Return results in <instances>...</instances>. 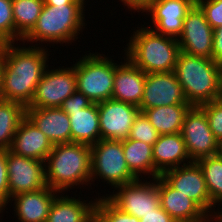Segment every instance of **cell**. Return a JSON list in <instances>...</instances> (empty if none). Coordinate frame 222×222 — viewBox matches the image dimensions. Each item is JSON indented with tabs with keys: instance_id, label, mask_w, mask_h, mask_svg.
<instances>
[{
	"instance_id": "cell-20",
	"label": "cell",
	"mask_w": 222,
	"mask_h": 222,
	"mask_svg": "<svg viewBox=\"0 0 222 222\" xmlns=\"http://www.w3.org/2000/svg\"><path fill=\"white\" fill-rule=\"evenodd\" d=\"M26 116L53 144L71 142L69 116L60 108H26Z\"/></svg>"
},
{
	"instance_id": "cell-23",
	"label": "cell",
	"mask_w": 222,
	"mask_h": 222,
	"mask_svg": "<svg viewBox=\"0 0 222 222\" xmlns=\"http://www.w3.org/2000/svg\"><path fill=\"white\" fill-rule=\"evenodd\" d=\"M58 194L51 204L46 222H87L95 215L97 195L93 200L70 197L68 193ZM68 194V195H67ZM88 202V203H87Z\"/></svg>"
},
{
	"instance_id": "cell-33",
	"label": "cell",
	"mask_w": 222,
	"mask_h": 222,
	"mask_svg": "<svg viewBox=\"0 0 222 222\" xmlns=\"http://www.w3.org/2000/svg\"><path fill=\"white\" fill-rule=\"evenodd\" d=\"M208 119L209 127L218 142L222 143V98L199 106Z\"/></svg>"
},
{
	"instance_id": "cell-28",
	"label": "cell",
	"mask_w": 222,
	"mask_h": 222,
	"mask_svg": "<svg viewBox=\"0 0 222 222\" xmlns=\"http://www.w3.org/2000/svg\"><path fill=\"white\" fill-rule=\"evenodd\" d=\"M25 116L23 104L0 99V149L10 150L16 130Z\"/></svg>"
},
{
	"instance_id": "cell-11",
	"label": "cell",
	"mask_w": 222,
	"mask_h": 222,
	"mask_svg": "<svg viewBox=\"0 0 222 222\" xmlns=\"http://www.w3.org/2000/svg\"><path fill=\"white\" fill-rule=\"evenodd\" d=\"M161 177L172 188L194 200L215 221V207L211 204L204 174L197 162L168 169Z\"/></svg>"
},
{
	"instance_id": "cell-2",
	"label": "cell",
	"mask_w": 222,
	"mask_h": 222,
	"mask_svg": "<svg viewBox=\"0 0 222 222\" xmlns=\"http://www.w3.org/2000/svg\"><path fill=\"white\" fill-rule=\"evenodd\" d=\"M91 163V145L75 142L53 145L45 161L46 185L59 193L88 186Z\"/></svg>"
},
{
	"instance_id": "cell-34",
	"label": "cell",
	"mask_w": 222,
	"mask_h": 222,
	"mask_svg": "<svg viewBox=\"0 0 222 222\" xmlns=\"http://www.w3.org/2000/svg\"><path fill=\"white\" fill-rule=\"evenodd\" d=\"M213 29L222 26V0H196Z\"/></svg>"
},
{
	"instance_id": "cell-16",
	"label": "cell",
	"mask_w": 222,
	"mask_h": 222,
	"mask_svg": "<svg viewBox=\"0 0 222 222\" xmlns=\"http://www.w3.org/2000/svg\"><path fill=\"white\" fill-rule=\"evenodd\" d=\"M196 0H153L143 11L152 21L154 32L178 39L182 33L184 19Z\"/></svg>"
},
{
	"instance_id": "cell-18",
	"label": "cell",
	"mask_w": 222,
	"mask_h": 222,
	"mask_svg": "<svg viewBox=\"0 0 222 222\" xmlns=\"http://www.w3.org/2000/svg\"><path fill=\"white\" fill-rule=\"evenodd\" d=\"M116 63L112 99L139 108L144 92L146 73L135 66L126 56Z\"/></svg>"
},
{
	"instance_id": "cell-42",
	"label": "cell",
	"mask_w": 222,
	"mask_h": 222,
	"mask_svg": "<svg viewBox=\"0 0 222 222\" xmlns=\"http://www.w3.org/2000/svg\"><path fill=\"white\" fill-rule=\"evenodd\" d=\"M2 71H3V52L0 53V99H1Z\"/></svg>"
},
{
	"instance_id": "cell-14",
	"label": "cell",
	"mask_w": 222,
	"mask_h": 222,
	"mask_svg": "<svg viewBox=\"0 0 222 222\" xmlns=\"http://www.w3.org/2000/svg\"><path fill=\"white\" fill-rule=\"evenodd\" d=\"M169 105H191L186 100L175 72L146 74L140 110Z\"/></svg>"
},
{
	"instance_id": "cell-26",
	"label": "cell",
	"mask_w": 222,
	"mask_h": 222,
	"mask_svg": "<svg viewBox=\"0 0 222 222\" xmlns=\"http://www.w3.org/2000/svg\"><path fill=\"white\" fill-rule=\"evenodd\" d=\"M192 105H169L140 110L160 134L181 133L186 113Z\"/></svg>"
},
{
	"instance_id": "cell-17",
	"label": "cell",
	"mask_w": 222,
	"mask_h": 222,
	"mask_svg": "<svg viewBox=\"0 0 222 222\" xmlns=\"http://www.w3.org/2000/svg\"><path fill=\"white\" fill-rule=\"evenodd\" d=\"M160 206L176 222H213L212 218L191 198L172 188L158 176Z\"/></svg>"
},
{
	"instance_id": "cell-29",
	"label": "cell",
	"mask_w": 222,
	"mask_h": 222,
	"mask_svg": "<svg viewBox=\"0 0 222 222\" xmlns=\"http://www.w3.org/2000/svg\"><path fill=\"white\" fill-rule=\"evenodd\" d=\"M201 167L211 204L216 205L222 200V156L216 154L197 161Z\"/></svg>"
},
{
	"instance_id": "cell-5",
	"label": "cell",
	"mask_w": 222,
	"mask_h": 222,
	"mask_svg": "<svg viewBox=\"0 0 222 222\" xmlns=\"http://www.w3.org/2000/svg\"><path fill=\"white\" fill-rule=\"evenodd\" d=\"M86 5H45L32 31L22 40L26 45L42 46L75 43L82 34L86 19ZM86 24V25H85ZM33 43V44H32ZM41 43V44H40Z\"/></svg>"
},
{
	"instance_id": "cell-3",
	"label": "cell",
	"mask_w": 222,
	"mask_h": 222,
	"mask_svg": "<svg viewBox=\"0 0 222 222\" xmlns=\"http://www.w3.org/2000/svg\"><path fill=\"white\" fill-rule=\"evenodd\" d=\"M142 26L133 27L123 56L146 74L173 72L181 52L178 40Z\"/></svg>"
},
{
	"instance_id": "cell-22",
	"label": "cell",
	"mask_w": 222,
	"mask_h": 222,
	"mask_svg": "<svg viewBox=\"0 0 222 222\" xmlns=\"http://www.w3.org/2000/svg\"><path fill=\"white\" fill-rule=\"evenodd\" d=\"M154 167L164 171L191 163L181 133L160 135L153 145Z\"/></svg>"
},
{
	"instance_id": "cell-21",
	"label": "cell",
	"mask_w": 222,
	"mask_h": 222,
	"mask_svg": "<svg viewBox=\"0 0 222 222\" xmlns=\"http://www.w3.org/2000/svg\"><path fill=\"white\" fill-rule=\"evenodd\" d=\"M53 144L25 116L16 130L10 151L16 155L45 162Z\"/></svg>"
},
{
	"instance_id": "cell-30",
	"label": "cell",
	"mask_w": 222,
	"mask_h": 222,
	"mask_svg": "<svg viewBox=\"0 0 222 222\" xmlns=\"http://www.w3.org/2000/svg\"><path fill=\"white\" fill-rule=\"evenodd\" d=\"M95 215L101 222H140L137 217L116 208L105 195L99 194L95 204Z\"/></svg>"
},
{
	"instance_id": "cell-1",
	"label": "cell",
	"mask_w": 222,
	"mask_h": 222,
	"mask_svg": "<svg viewBox=\"0 0 222 222\" xmlns=\"http://www.w3.org/2000/svg\"><path fill=\"white\" fill-rule=\"evenodd\" d=\"M48 50L47 45L26 47L25 43L22 46L21 43H5L1 99L16 101L25 107L31 103L36 87L49 66Z\"/></svg>"
},
{
	"instance_id": "cell-7",
	"label": "cell",
	"mask_w": 222,
	"mask_h": 222,
	"mask_svg": "<svg viewBox=\"0 0 222 222\" xmlns=\"http://www.w3.org/2000/svg\"><path fill=\"white\" fill-rule=\"evenodd\" d=\"M91 162L89 187L96 179L106 182V185L111 186V190L137 180L126 165L122 141L100 139L91 145Z\"/></svg>"
},
{
	"instance_id": "cell-24",
	"label": "cell",
	"mask_w": 222,
	"mask_h": 222,
	"mask_svg": "<svg viewBox=\"0 0 222 222\" xmlns=\"http://www.w3.org/2000/svg\"><path fill=\"white\" fill-rule=\"evenodd\" d=\"M125 161L130 172L140 179L143 175L147 178H157L161 173L154 167L153 146L142 141L122 140ZM148 176V177H147Z\"/></svg>"
},
{
	"instance_id": "cell-41",
	"label": "cell",
	"mask_w": 222,
	"mask_h": 222,
	"mask_svg": "<svg viewBox=\"0 0 222 222\" xmlns=\"http://www.w3.org/2000/svg\"><path fill=\"white\" fill-rule=\"evenodd\" d=\"M221 206H222V200L217 204V209H215V222H222V207Z\"/></svg>"
},
{
	"instance_id": "cell-4",
	"label": "cell",
	"mask_w": 222,
	"mask_h": 222,
	"mask_svg": "<svg viewBox=\"0 0 222 222\" xmlns=\"http://www.w3.org/2000/svg\"><path fill=\"white\" fill-rule=\"evenodd\" d=\"M174 72L192 106L222 98V66L214 60L181 51Z\"/></svg>"
},
{
	"instance_id": "cell-31",
	"label": "cell",
	"mask_w": 222,
	"mask_h": 222,
	"mask_svg": "<svg viewBox=\"0 0 222 222\" xmlns=\"http://www.w3.org/2000/svg\"><path fill=\"white\" fill-rule=\"evenodd\" d=\"M159 136L160 134L151 125L145 114L140 111L134 120V124L130 129L128 138L142 141L153 146L158 140Z\"/></svg>"
},
{
	"instance_id": "cell-37",
	"label": "cell",
	"mask_w": 222,
	"mask_h": 222,
	"mask_svg": "<svg viewBox=\"0 0 222 222\" xmlns=\"http://www.w3.org/2000/svg\"><path fill=\"white\" fill-rule=\"evenodd\" d=\"M211 59L222 65V26L213 29Z\"/></svg>"
},
{
	"instance_id": "cell-45",
	"label": "cell",
	"mask_w": 222,
	"mask_h": 222,
	"mask_svg": "<svg viewBox=\"0 0 222 222\" xmlns=\"http://www.w3.org/2000/svg\"><path fill=\"white\" fill-rule=\"evenodd\" d=\"M4 208L0 205V217H2L4 214H3V212H4ZM1 214H2V216H1ZM1 219V218H0Z\"/></svg>"
},
{
	"instance_id": "cell-44",
	"label": "cell",
	"mask_w": 222,
	"mask_h": 222,
	"mask_svg": "<svg viewBox=\"0 0 222 222\" xmlns=\"http://www.w3.org/2000/svg\"><path fill=\"white\" fill-rule=\"evenodd\" d=\"M5 42L0 38V53H2Z\"/></svg>"
},
{
	"instance_id": "cell-40",
	"label": "cell",
	"mask_w": 222,
	"mask_h": 222,
	"mask_svg": "<svg viewBox=\"0 0 222 222\" xmlns=\"http://www.w3.org/2000/svg\"><path fill=\"white\" fill-rule=\"evenodd\" d=\"M45 5L57 6V5H86L89 0H43ZM87 2V3H86Z\"/></svg>"
},
{
	"instance_id": "cell-6",
	"label": "cell",
	"mask_w": 222,
	"mask_h": 222,
	"mask_svg": "<svg viewBox=\"0 0 222 222\" xmlns=\"http://www.w3.org/2000/svg\"><path fill=\"white\" fill-rule=\"evenodd\" d=\"M82 55L73 64L77 91L83 93L92 103L112 98L116 69L115 59L98 52ZM115 61V62H114Z\"/></svg>"
},
{
	"instance_id": "cell-36",
	"label": "cell",
	"mask_w": 222,
	"mask_h": 222,
	"mask_svg": "<svg viewBox=\"0 0 222 222\" xmlns=\"http://www.w3.org/2000/svg\"><path fill=\"white\" fill-rule=\"evenodd\" d=\"M91 104L92 102L83 93L76 91L62 103L60 108L64 112H71L82 110Z\"/></svg>"
},
{
	"instance_id": "cell-38",
	"label": "cell",
	"mask_w": 222,
	"mask_h": 222,
	"mask_svg": "<svg viewBox=\"0 0 222 222\" xmlns=\"http://www.w3.org/2000/svg\"><path fill=\"white\" fill-rule=\"evenodd\" d=\"M140 222H176L161 206L153 212L143 215Z\"/></svg>"
},
{
	"instance_id": "cell-9",
	"label": "cell",
	"mask_w": 222,
	"mask_h": 222,
	"mask_svg": "<svg viewBox=\"0 0 222 222\" xmlns=\"http://www.w3.org/2000/svg\"><path fill=\"white\" fill-rule=\"evenodd\" d=\"M51 67V69H49ZM48 66L31 103L26 108H55L77 91V80L74 66L56 69Z\"/></svg>"
},
{
	"instance_id": "cell-43",
	"label": "cell",
	"mask_w": 222,
	"mask_h": 222,
	"mask_svg": "<svg viewBox=\"0 0 222 222\" xmlns=\"http://www.w3.org/2000/svg\"><path fill=\"white\" fill-rule=\"evenodd\" d=\"M87 222H101L96 215L92 216Z\"/></svg>"
},
{
	"instance_id": "cell-27",
	"label": "cell",
	"mask_w": 222,
	"mask_h": 222,
	"mask_svg": "<svg viewBox=\"0 0 222 222\" xmlns=\"http://www.w3.org/2000/svg\"><path fill=\"white\" fill-rule=\"evenodd\" d=\"M44 7L43 0H12L15 25V42L22 40L32 31Z\"/></svg>"
},
{
	"instance_id": "cell-39",
	"label": "cell",
	"mask_w": 222,
	"mask_h": 222,
	"mask_svg": "<svg viewBox=\"0 0 222 222\" xmlns=\"http://www.w3.org/2000/svg\"><path fill=\"white\" fill-rule=\"evenodd\" d=\"M124 6H127L128 11H143L150 5L153 0H119Z\"/></svg>"
},
{
	"instance_id": "cell-8",
	"label": "cell",
	"mask_w": 222,
	"mask_h": 222,
	"mask_svg": "<svg viewBox=\"0 0 222 222\" xmlns=\"http://www.w3.org/2000/svg\"><path fill=\"white\" fill-rule=\"evenodd\" d=\"M145 180L119 185L105 197L120 211L141 219L160 207L158 177Z\"/></svg>"
},
{
	"instance_id": "cell-46",
	"label": "cell",
	"mask_w": 222,
	"mask_h": 222,
	"mask_svg": "<svg viewBox=\"0 0 222 222\" xmlns=\"http://www.w3.org/2000/svg\"><path fill=\"white\" fill-rule=\"evenodd\" d=\"M219 153H220V154H221V156H222V148H220Z\"/></svg>"
},
{
	"instance_id": "cell-19",
	"label": "cell",
	"mask_w": 222,
	"mask_h": 222,
	"mask_svg": "<svg viewBox=\"0 0 222 222\" xmlns=\"http://www.w3.org/2000/svg\"><path fill=\"white\" fill-rule=\"evenodd\" d=\"M60 194L46 186L38 191L21 193L10 198L14 218L19 222H46L52 202ZM14 201V202H13Z\"/></svg>"
},
{
	"instance_id": "cell-13",
	"label": "cell",
	"mask_w": 222,
	"mask_h": 222,
	"mask_svg": "<svg viewBox=\"0 0 222 222\" xmlns=\"http://www.w3.org/2000/svg\"><path fill=\"white\" fill-rule=\"evenodd\" d=\"M177 40L180 50L185 54L211 59L213 28L197 4L187 13Z\"/></svg>"
},
{
	"instance_id": "cell-25",
	"label": "cell",
	"mask_w": 222,
	"mask_h": 222,
	"mask_svg": "<svg viewBox=\"0 0 222 222\" xmlns=\"http://www.w3.org/2000/svg\"><path fill=\"white\" fill-rule=\"evenodd\" d=\"M71 124V142L93 145L100 140L97 103L77 111L65 112Z\"/></svg>"
},
{
	"instance_id": "cell-15",
	"label": "cell",
	"mask_w": 222,
	"mask_h": 222,
	"mask_svg": "<svg viewBox=\"0 0 222 222\" xmlns=\"http://www.w3.org/2000/svg\"><path fill=\"white\" fill-rule=\"evenodd\" d=\"M100 139L125 140L140 108L115 99L97 103Z\"/></svg>"
},
{
	"instance_id": "cell-12",
	"label": "cell",
	"mask_w": 222,
	"mask_h": 222,
	"mask_svg": "<svg viewBox=\"0 0 222 222\" xmlns=\"http://www.w3.org/2000/svg\"><path fill=\"white\" fill-rule=\"evenodd\" d=\"M9 200L21 193L45 188V162L19 156L7 150Z\"/></svg>"
},
{
	"instance_id": "cell-10",
	"label": "cell",
	"mask_w": 222,
	"mask_h": 222,
	"mask_svg": "<svg viewBox=\"0 0 222 222\" xmlns=\"http://www.w3.org/2000/svg\"><path fill=\"white\" fill-rule=\"evenodd\" d=\"M181 135L192 162L219 154L220 143L209 127L205 112L199 106H192L186 113Z\"/></svg>"
},
{
	"instance_id": "cell-35",
	"label": "cell",
	"mask_w": 222,
	"mask_h": 222,
	"mask_svg": "<svg viewBox=\"0 0 222 222\" xmlns=\"http://www.w3.org/2000/svg\"><path fill=\"white\" fill-rule=\"evenodd\" d=\"M9 184L7 172V150L0 149V205L8 210Z\"/></svg>"
},
{
	"instance_id": "cell-32",
	"label": "cell",
	"mask_w": 222,
	"mask_h": 222,
	"mask_svg": "<svg viewBox=\"0 0 222 222\" xmlns=\"http://www.w3.org/2000/svg\"><path fill=\"white\" fill-rule=\"evenodd\" d=\"M0 38L5 43H15L12 0H0Z\"/></svg>"
}]
</instances>
